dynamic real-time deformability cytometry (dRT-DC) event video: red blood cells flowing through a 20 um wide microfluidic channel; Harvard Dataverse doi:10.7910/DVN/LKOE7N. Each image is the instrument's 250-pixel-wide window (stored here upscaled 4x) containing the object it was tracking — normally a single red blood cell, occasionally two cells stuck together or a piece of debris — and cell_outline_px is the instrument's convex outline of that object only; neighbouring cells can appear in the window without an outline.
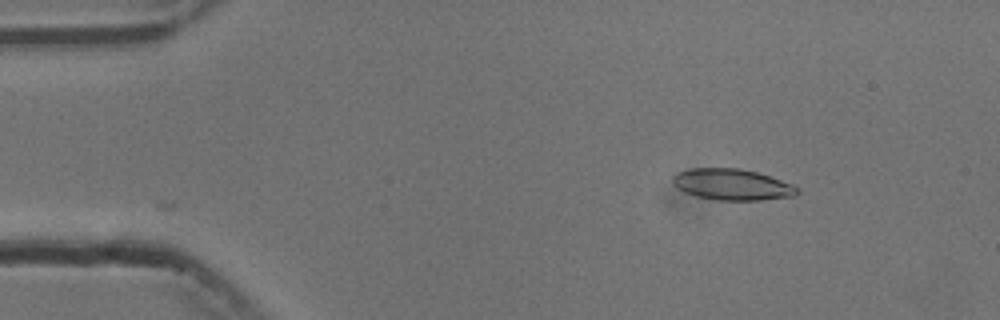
{"species": "common noctule bat (a hibernating species)", "species_latin": "Nyctalus noctula", "temperature_condition": "cold", "stored_images_in_passage": 35, "camera_frame_rate_fps": 3000, "um_per_image_px": 0.085, "animal": {"sex": "male", "body_mass_g": 13.3}, "frame": {"image": 1, "passage_image": 1, "time_ms": 0.0, "image_size_px": [1000, 320], "cell_outline_px": [[800, 192], [796, 196], [760, 200], [716, 200], [696, 196], [684, 192], [676, 188], [672, 184], [672, 176], [676, 172], [688, 168], [740, 168], [756, 172], [792, 184], [800, 188]], "centroid_in_image_um": [62.2, 15.68], "position_along_channel_um": 22.8, "area_um2": 22.89}}
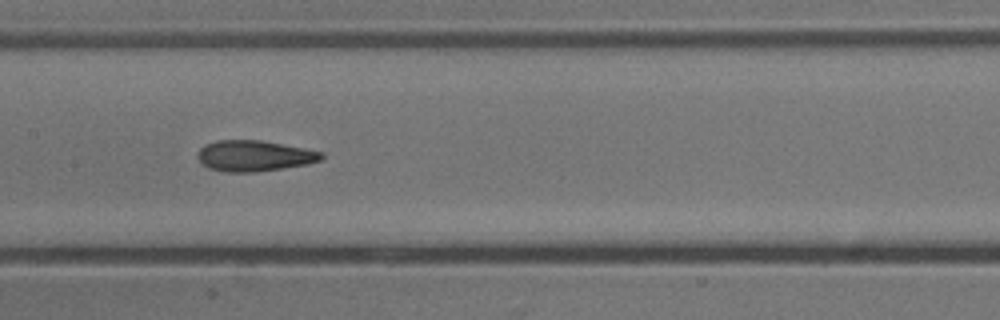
{"frame": {"image": 2, "passage_image": 20, "time_ms": 6.333, "image_size_px": [1000, 320], "cell_outline_px": [[324, 156], [320, 160], [308, 164], [284, 168], [256, 172], [224, 172], [208, 168], [200, 164], [196, 156], [196, 152], [204, 144], [216, 140], [260, 140], [304, 148], [324, 152]], "centroid_in_image_um": [21.56, 13.25], "position_along_channel_um": 185.8, "area_um2": 22.6}}
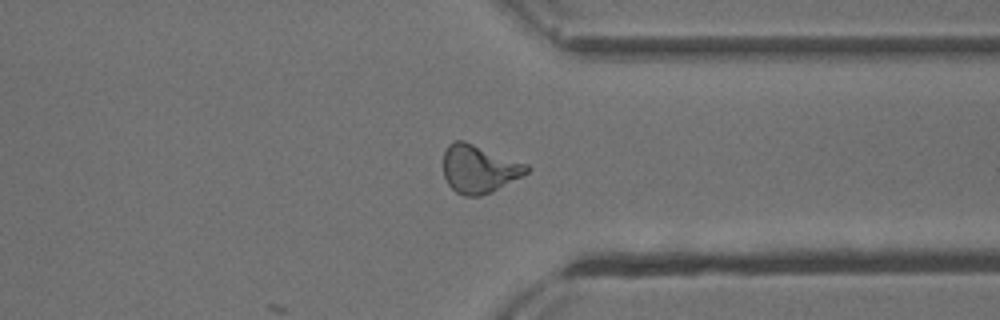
{"frame": {"image": 3, "passage_image": 35, "time_ms": 11.333, "image_size_px": [1000, 320], "cell_outline_px": [[532, 168], [528, 172], [492, 192], [480, 196], [464, 196], [456, 192], [448, 184], [444, 176], [444, 152], [448, 144], [456, 140], [464, 140], [528, 164]], "centroid_in_image_um": [40.72, 14.35], "position_along_channel_um": 370.7, "area_um2": 23.35}, "authors_computed_cell_mechanics": {"area_um2": 22.542, "velocity_mm_per_s": 3.7563, "shape_relaxation_time_tau1_ms": 7.8624, "shape_relaxation_time_tau2_ms": 2.305, "deformation_change_tau1": 0.1995, "deformation_change_tau2": 0.0873}}